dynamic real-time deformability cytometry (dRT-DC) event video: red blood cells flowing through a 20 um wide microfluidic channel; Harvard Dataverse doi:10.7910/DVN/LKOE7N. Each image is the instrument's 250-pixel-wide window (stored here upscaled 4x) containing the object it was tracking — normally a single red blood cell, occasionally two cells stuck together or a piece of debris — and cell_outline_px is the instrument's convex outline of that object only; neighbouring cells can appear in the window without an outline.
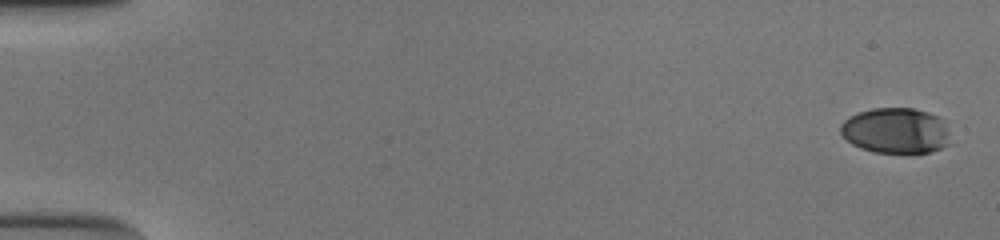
{"species": "human", "species_latin": "Homo sapiens", "temperature_condition": "cold", "stored_images_in_passage": 53, "camera_frame_rate_fps": 3000, "um_per_image_px": 0.085, "donor": {"sex": "male"}, "frame": {"image": 1, "passage_image": 1, "time_ms": 0.0, "image_size_px": [1000, 240], "cell_outline_px": [[948, 144], [940, 148], [928, 152], [876, 152], [860, 148], [852, 144], [840, 132], [840, 124], [844, 120], [856, 112], [872, 108], [912, 108], [928, 112], [944, 120], [948, 132]], "centroid_in_image_um": [76.11, 11.08], "position_along_channel_um": 8.9, "area_um2": 29.02}}
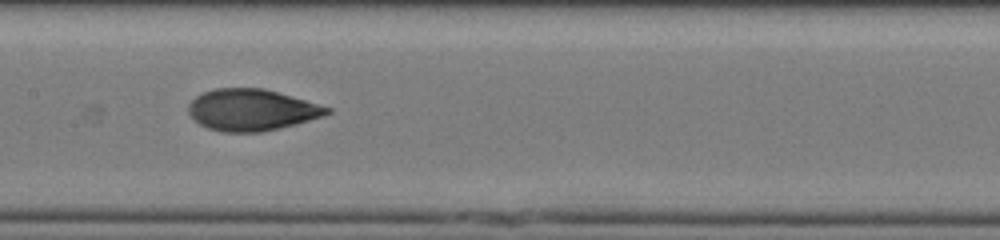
{"frame": {"image": 2, "passage_image": 28, "time_ms": 9.0, "image_size_px": [1000, 240], "cell_outline_px": [[332, 112], [324, 116], [260, 132], [224, 132], [208, 128], [200, 124], [188, 112], [188, 104], [196, 96], [204, 92], [216, 88], [264, 88], [332, 108]], "centroid_in_image_um": [21.38, 9.33], "position_along_channel_um": 186.0, "area_um2": 33.12}}
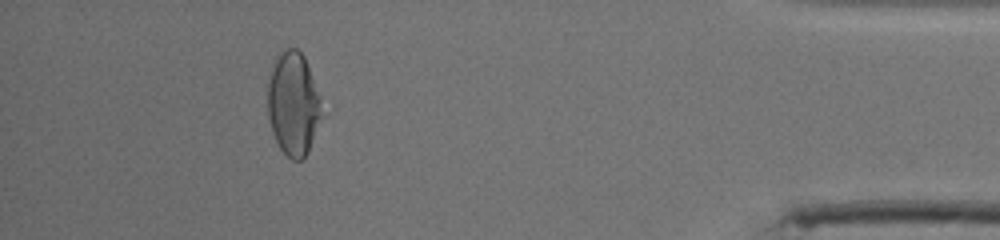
{"frame": {"image": 3, "passage_image": 49, "time_ms": 16.0, "image_size_px": [1000, 240], "cell_outline_px": [[332, 108], [308, 152], [300, 160], [292, 160], [280, 148], [272, 132], [268, 116], [268, 84], [272, 68], [276, 56], [288, 48], [296, 48], [304, 56]], "centroid_in_image_um": [25.11, 8.84], "position_along_channel_um": 410.1, "area_um2": 34.97}, "authors_computed_cell_mechanics": {"area_um2": 33.0616, "velocity_mm_per_s": 3.8944, "shape_relaxation_time_tau1_ms": 4.3378, "shape_relaxation_time_tau2_ms": 0.9876, "deformation_change_tau1": 0.179, "deformation_change_tau2": 0.0616}}